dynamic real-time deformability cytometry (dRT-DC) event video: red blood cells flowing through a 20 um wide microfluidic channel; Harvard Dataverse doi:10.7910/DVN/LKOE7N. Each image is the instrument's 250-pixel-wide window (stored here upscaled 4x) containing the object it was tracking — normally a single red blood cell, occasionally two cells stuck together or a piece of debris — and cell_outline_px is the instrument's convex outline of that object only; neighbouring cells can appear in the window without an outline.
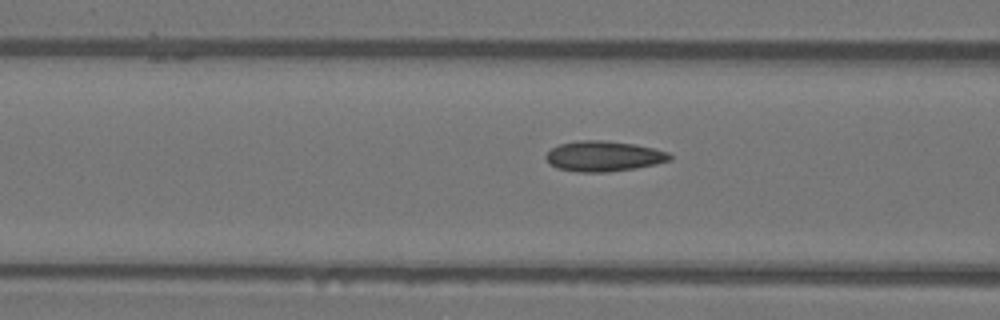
{"species": "Egyptian fruit bat (a non-hibernating species)", "species_latin": "Rousettus aegyptiacus", "temperature_condition": "warm", "stored_images_in_passage": 18, "camera_frame_rate_fps": 3000, "um_per_image_px": 0.085, "animal": {"sex": "female"}, "frame": {"image": 1, "passage_image": 16, "time_ms": 5.0, "image_size_px": [1000, 320], "cell_outline_px": [[672, 160], [656, 164], [636, 168], [608, 172], [576, 172], [556, 168], [548, 164], [544, 156], [552, 148], [560, 144], [576, 140], [608, 140], [636, 144], [656, 148], [668, 152], [672, 156]], "centroid_in_image_um": [51.31, 13.27], "position_along_channel_um": 115.3, "area_um2": 22.37}}